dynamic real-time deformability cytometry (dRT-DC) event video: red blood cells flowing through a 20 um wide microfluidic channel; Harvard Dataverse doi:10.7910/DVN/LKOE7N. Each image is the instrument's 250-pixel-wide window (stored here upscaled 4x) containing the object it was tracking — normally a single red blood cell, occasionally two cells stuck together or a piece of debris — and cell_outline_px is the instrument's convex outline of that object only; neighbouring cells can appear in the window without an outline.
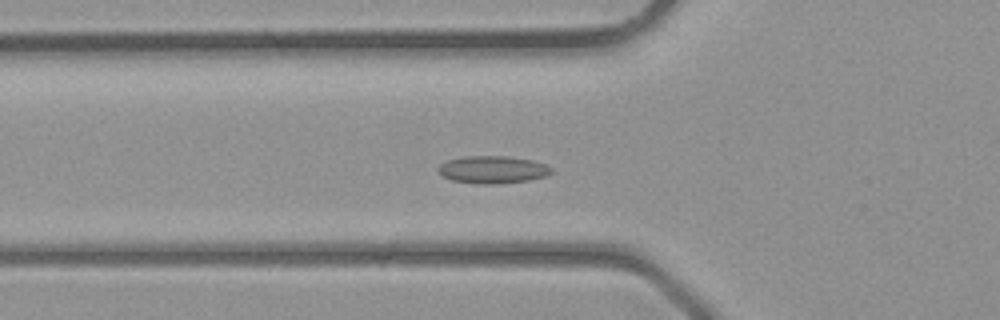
{"species": "common noctule bat (a hibernating species)", "species_latin": "Nyctalus noctula", "temperature_condition": "room temperature", "stored_images_in_passage": 30, "camera_frame_rate_fps": 3000, "um_per_image_px": 0.085, "animal": {"sex": "male", "body_mass_g": 23.1, "forearm_length_mm": 52.7}, "frame": {"image": 1, "passage_image": 4, "time_ms": 1.0, "image_size_px": [1000, 320], "cell_outline_px": [[552, 172], [548, 176], [528, 180], [492, 184], [480, 184], [452, 180], [440, 176], [436, 168], [440, 164], [448, 160], [464, 156], [508, 156], [532, 160], [544, 164], [552, 168]], "centroid_in_image_um": [41.85, 14.41], "position_along_channel_um": 84.0, "area_um2": 18.21}}
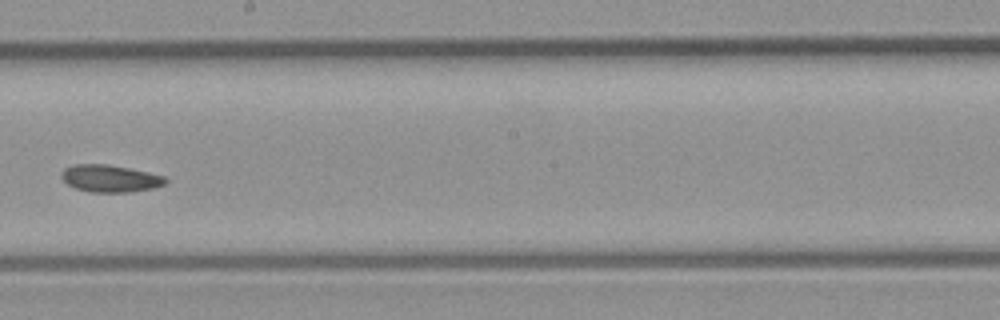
{"frame": {"image": 2, "passage_image": 13, "time_ms": 4.0, "image_size_px": [1000, 320], "cell_outline_px": [[168, 180], [164, 184], [152, 188], [128, 192], [92, 192], [76, 188], [68, 184], [60, 176], [60, 172], [64, 168], [72, 164], [108, 164], [148, 172], [164, 176]], "centroid_in_image_um": [9.32, 15.16], "position_along_channel_um": 238.9, "area_um2": 16.42}}
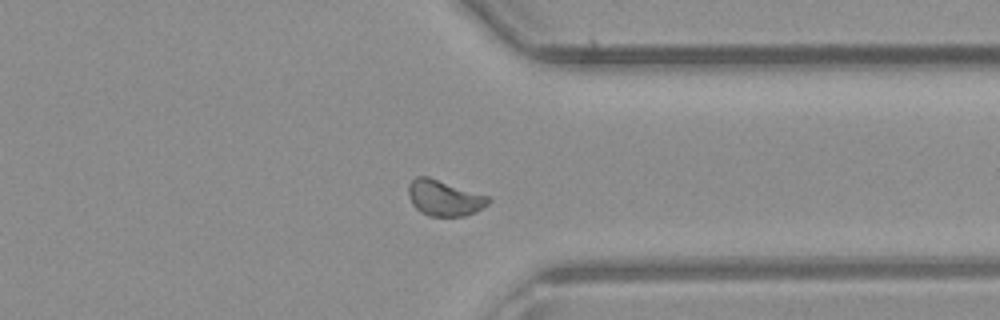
{"frame": {"image": 3, "passage_image": 21, "time_ms": 6.667, "image_size_px": [1000, 320], "cell_outline_px": [[492, 200], [488, 204], [476, 212], [464, 216], [428, 216], [420, 212], [412, 204], [408, 196], [408, 184], [416, 176], [428, 176], [488, 196]], "centroid_in_image_um": [37.75, 16.83], "position_along_channel_um": 373.7, "area_um2": 16.76}}